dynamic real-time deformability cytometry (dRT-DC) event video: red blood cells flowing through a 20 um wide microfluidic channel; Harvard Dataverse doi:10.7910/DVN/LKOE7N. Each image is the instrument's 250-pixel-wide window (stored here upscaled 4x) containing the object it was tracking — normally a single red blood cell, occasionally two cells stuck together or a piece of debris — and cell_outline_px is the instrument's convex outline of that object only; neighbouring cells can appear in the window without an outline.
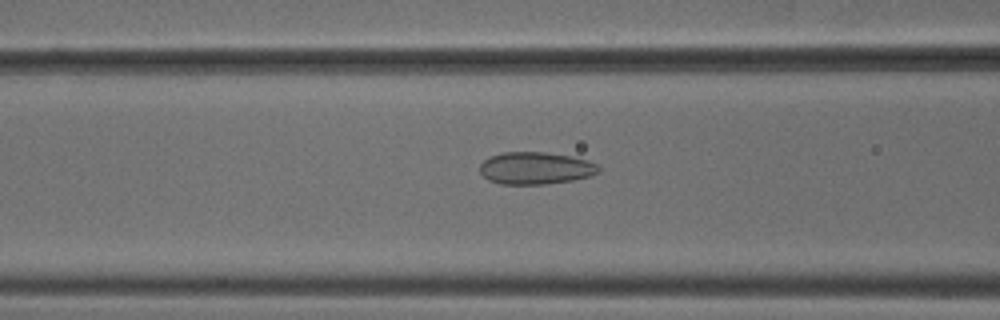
{"species": "common noctule bat (a hibernating species)", "species_latin": "Nyctalus noctula", "temperature_condition": "cold", "stored_images_in_passage": 51, "camera_frame_rate_fps": 3000, "um_per_image_px": 0.085, "animal": {"sex": "male", "body_mass_g": 18.8}, "frame": {"image": 1, "passage_image": 21, "time_ms": 6.667, "image_size_px": [1000, 320], "cell_outline_px": [[600, 168], [596, 172], [588, 176], [572, 180], [544, 184], [500, 184], [488, 180], [480, 172], [480, 164], [484, 160], [492, 156], [504, 152], [544, 152], [572, 156], [588, 160], [596, 164]], "centroid_in_image_um": [45.5, 14.29], "position_along_channel_um": 121.1, "area_um2": 22.14}}
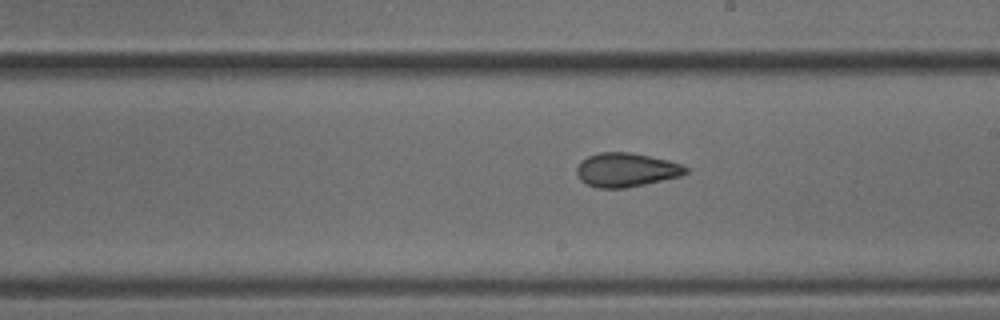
{"frame": {"image": 2, "passage_image": 30, "time_ms": 9.667, "image_size_px": [1000, 320], "cell_outline_px": [[688, 172], [680, 176], [644, 184], [624, 188], [596, 188], [580, 180], [576, 172], [576, 168], [580, 160], [588, 156], [600, 152], [632, 152], [668, 160], [680, 164], [688, 168]], "centroid_in_image_um": [53.19, 14.43], "position_along_channel_um": 235.8, "area_um2": 21.56}}
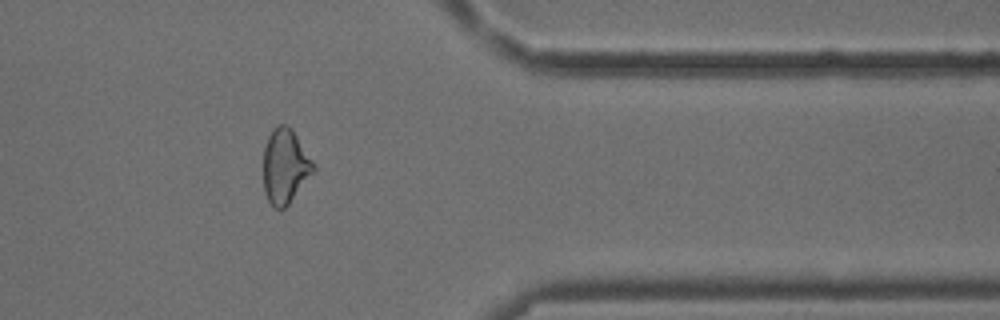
{"frame": {"image": 3, "passage_image": 43, "time_ms": 14.0, "image_size_px": [1000, 320], "cell_outline_px": [[316, 168], [288, 204], [284, 208], [276, 208], [268, 200], [264, 192], [264, 148], [268, 136], [272, 128], [280, 124], [288, 124], [292, 128], [312, 160]], "centroid_in_image_um": [24.22, 14.08], "position_along_channel_um": 387.2, "area_um2": 21.5}}